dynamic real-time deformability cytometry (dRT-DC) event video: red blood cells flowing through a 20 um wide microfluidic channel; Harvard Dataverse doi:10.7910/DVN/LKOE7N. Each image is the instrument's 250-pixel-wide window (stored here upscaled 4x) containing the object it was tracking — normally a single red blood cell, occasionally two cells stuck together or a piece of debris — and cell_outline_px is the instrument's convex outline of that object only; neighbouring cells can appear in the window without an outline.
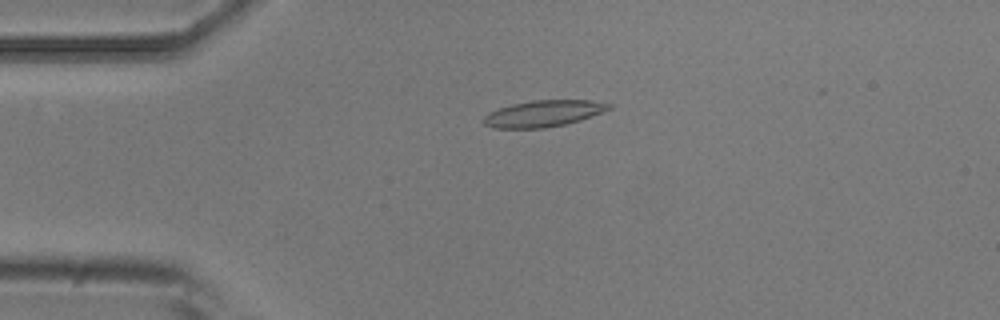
{"species": "common noctule bat (a hibernating species)", "species_latin": "Nyctalus noctula", "temperature_condition": "room temperature", "stored_images_in_passage": 41, "camera_frame_rate_fps": 3000, "um_per_image_px": 0.085, "animal": {"sex": "male", "body_mass_g": 20.5, "forearm_length_mm": 52.5}, "frame": {"image": 1, "passage_image": 1, "time_ms": 0.0, "image_size_px": [1000, 320], "cell_outline_px": [[612, 108], [580, 120], [564, 124], [544, 128], [492, 128], [484, 124], [480, 120], [488, 112], [512, 104], [532, 100], [592, 100], [612, 104]], "centroid_in_image_um": [46.15, 9.65], "position_along_channel_um": 38.8, "area_um2": 19.31}}
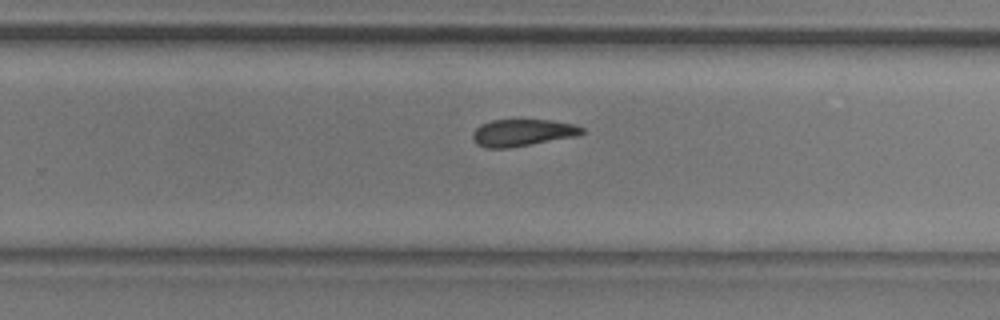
{"frame": {"image": 2, "passage_image": 22, "time_ms": 7.0, "image_size_px": [1000, 320], "cell_outline_px": [[584, 132], [576, 136], [508, 148], [484, 148], [476, 144], [472, 136], [472, 132], [480, 124], [492, 120], [548, 120], [576, 124], [584, 128]], "centroid_in_image_um": [44.38, 11.27], "position_along_channel_um": 285.4, "area_um2": 17.17}}
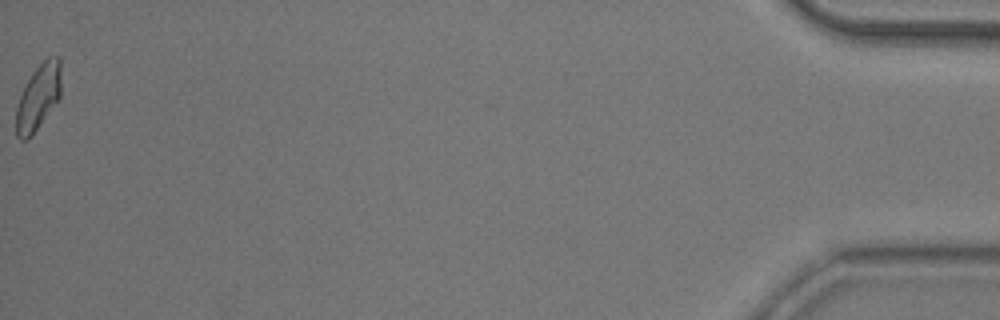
{"frame": {"image": 3, "passage_image": 41, "time_ms": 13.333, "image_size_px": [1000, 320], "cell_outline_px": [[60, 96], [32, 136], [28, 140], [20, 140], [16, 136], [16, 108], [20, 96], [28, 80], [36, 68], [48, 56], [60, 56]], "centroid_in_image_um": [3.24, 8.28], "position_along_channel_um": 432.0, "area_um2": 16.99}, "authors_computed_cell_mechanics": {"area_um2": 17.918, "velocity_mm_per_s": 3.9087, "shape_relaxation_time_tau1_ms": 6.9927, "shape_relaxation_time_tau2_ms": 9.6582, "deformation_change_tau1": 0.1758, "deformation_change_tau2": 0.1715}}